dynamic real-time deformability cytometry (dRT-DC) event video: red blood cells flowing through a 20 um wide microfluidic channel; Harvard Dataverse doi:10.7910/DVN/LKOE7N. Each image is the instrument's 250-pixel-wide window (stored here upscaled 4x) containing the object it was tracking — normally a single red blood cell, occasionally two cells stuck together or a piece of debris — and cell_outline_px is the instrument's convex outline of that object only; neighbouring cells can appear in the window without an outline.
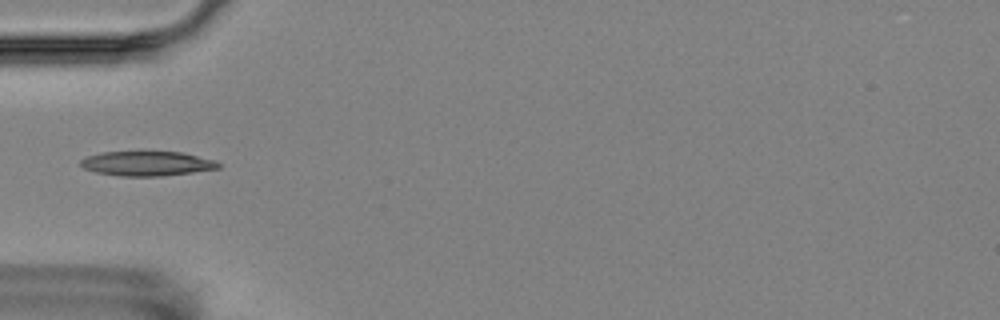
{"species": "Egyptian fruit bat (a non-hibernating species)", "species_latin": "Rousettus aegyptiacus", "temperature_condition": "room temperature", "stored_images_in_passage": 3, "camera_frame_rate_fps": 3000, "um_per_image_px": 0.085, "animal": {"sex": "female"}, "frame": {"image": 1, "passage_image": 2, "time_ms": 1.333, "image_size_px": [1000, 320], "cell_outline_px": [[220, 168], [192, 172], [160, 176], [120, 176], [96, 172], [84, 168], [80, 164], [80, 160], [88, 156], [104, 152], [180, 152], [216, 160], [220, 164]], "centroid_in_image_um": [12.5, 13.9], "position_along_channel_um": 72.5, "area_um2": 19.54}}